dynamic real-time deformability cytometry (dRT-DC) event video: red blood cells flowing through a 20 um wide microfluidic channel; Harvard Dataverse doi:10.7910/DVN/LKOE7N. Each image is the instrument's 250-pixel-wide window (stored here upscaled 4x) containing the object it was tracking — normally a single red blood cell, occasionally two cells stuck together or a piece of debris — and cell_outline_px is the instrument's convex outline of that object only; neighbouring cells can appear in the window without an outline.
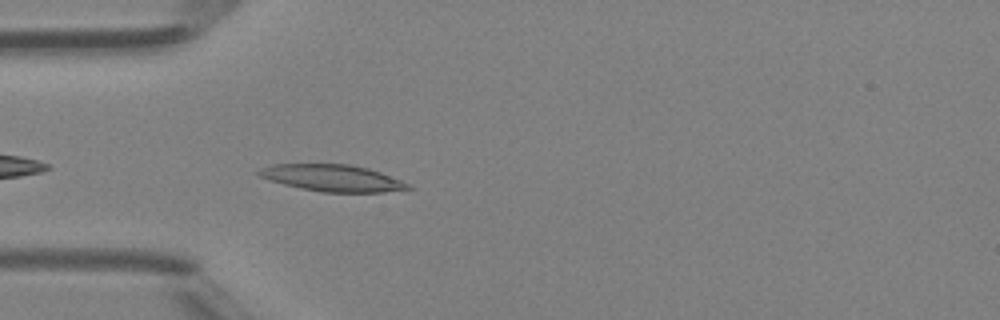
{"species": "Egyptian fruit bat (a non-hibernating species)", "species_latin": "Rousettus aegyptiacus", "temperature_condition": "room temperature", "stored_images_in_passage": 31, "camera_frame_rate_fps": 3000, "um_per_image_px": 0.085, "animal": {"sex": "female"}, "frame": {"image": 1, "passage_image": 3, "time_ms": 0.667, "image_size_px": [1000, 320], "cell_outline_px": [[412, 188], [384, 192], [320, 192], [300, 188], [268, 180], [260, 176], [256, 172], [260, 168], [272, 164], [352, 164], [368, 168], [380, 172], [400, 180], [408, 184]], "centroid_in_image_um": [28.21, 15.12], "position_along_channel_um": 56.8, "area_um2": 23.18}}
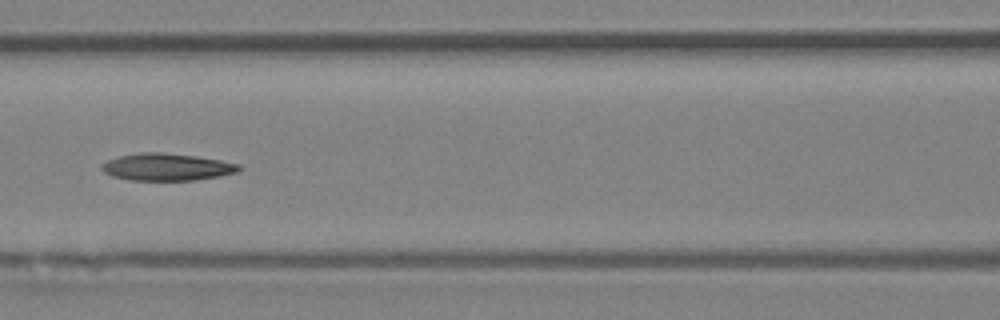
{"frame": {"image": 2, "passage_image": 10, "time_ms": 3.0, "image_size_px": [1000, 320], "cell_outline_px": [[240, 168], [236, 172], [220, 176], [196, 180], [132, 180], [112, 176], [104, 172], [100, 168], [108, 160], [116, 156], [140, 152], [160, 152], [196, 156], [220, 160], [240, 164]], "centroid_in_image_um": [14.17, 14.19], "position_along_channel_um": 152.4, "area_um2": 21.68}}
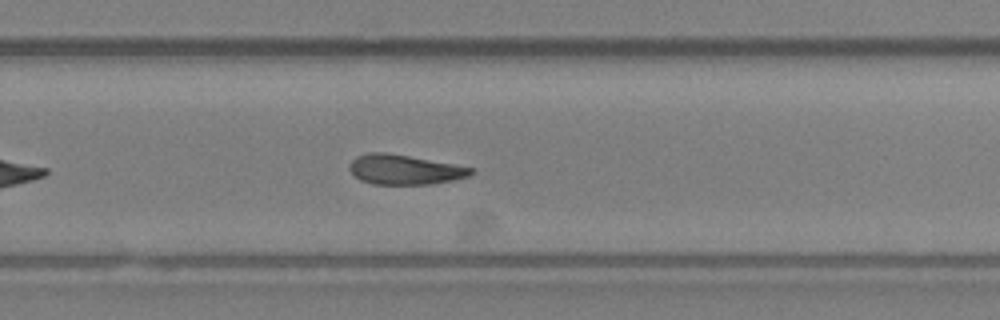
{"frame": {"image": 3, "passage_image": 20, "time_ms": 6.333, "image_size_px": [1000, 320], "cell_outline_px": [[476, 172], [468, 176], [452, 180], [432, 184], [372, 184], [360, 180], [348, 168], [352, 160], [356, 156], [368, 152], [384, 152], [408, 156], [476, 168]], "centroid_in_image_um": [34.4, 14.41], "position_along_channel_um": 295.4, "area_um2": 21.04}, "authors_computed_cell_mechanics": {"area_um2": 21.675, "velocity_mm_per_s": 4.3163, "shape_relaxation_time_tau1_ms": null, "shape_relaxation_time_tau2_ms": 6.8545, "deformation_change_tau1": null, "deformation_change_tau2": 0.1799}}